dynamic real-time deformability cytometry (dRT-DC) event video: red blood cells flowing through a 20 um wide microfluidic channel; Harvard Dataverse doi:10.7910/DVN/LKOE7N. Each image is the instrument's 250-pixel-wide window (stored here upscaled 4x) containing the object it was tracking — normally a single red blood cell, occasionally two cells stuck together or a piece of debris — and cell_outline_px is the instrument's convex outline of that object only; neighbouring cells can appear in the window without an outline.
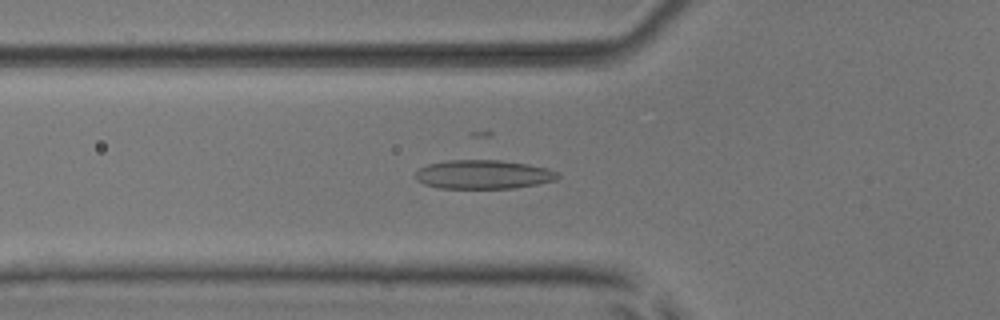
{"species": "common noctule bat (a hibernating species)", "species_latin": "Nyctalus noctula", "temperature_condition": "room temperature", "stored_images_in_passage": 50, "camera_frame_rate_fps": 3000, "um_per_image_px": 0.085, "animal": {"sex": "male", "body_mass_g": 17.9, "forearm_length_mm": 54.2}, "frame": {"image": 1, "passage_image": 16, "time_ms": 5.0, "image_size_px": [1000, 320], "cell_outline_px": [[560, 176], [556, 180], [516, 188], [440, 188], [424, 184], [416, 180], [416, 172], [420, 168], [428, 164], [448, 160], [500, 160], [528, 164], [548, 168], [556, 172]], "centroid_in_image_um": [41.09, 14.83], "position_along_channel_um": 84.7, "area_um2": 23.93}}
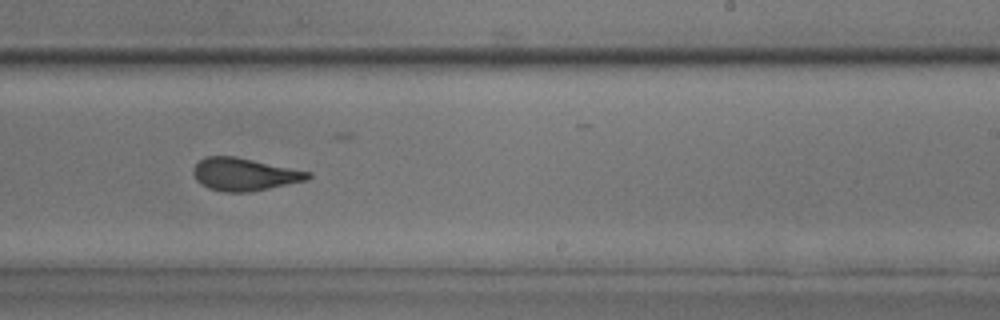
{"frame": {"image": 2, "passage_image": 30, "time_ms": 9.667, "image_size_px": [1000, 320], "cell_outline_px": [[312, 176], [308, 180], [248, 192], [224, 192], [208, 188], [200, 184], [196, 180], [192, 172], [192, 168], [204, 156], [236, 156], [312, 172]], "centroid_in_image_um": [20.75, 14.81], "position_along_channel_um": 268.2, "area_um2": 21.96}}
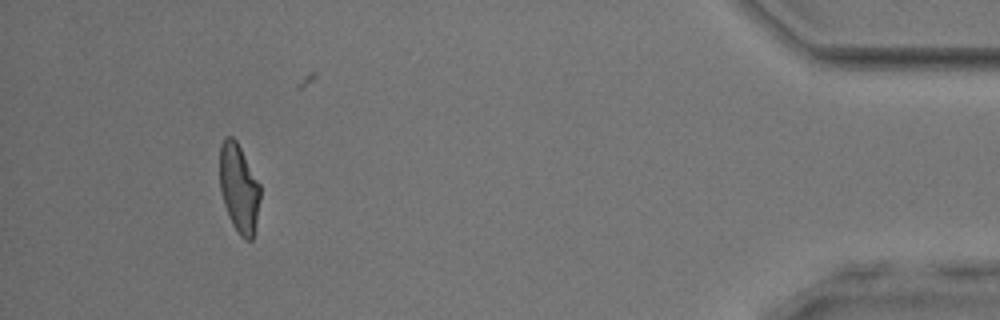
{"frame": {"image": 3, "passage_image": 46, "time_ms": 15.0, "image_size_px": [1000, 320], "cell_outline_px": [[260, 200], [252, 240], [244, 240], [240, 236], [232, 224], [228, 216], [220, 192], [220, 144], [224, 136], [232, 136], [236, 140], [260, 184]], "centroid_in_image_um": [20.29, 15.99], "position_along_channel_um": 414.9, "area_um2": 20.92}, "authors_computed_cell_mechanics": {"area_um2": 22.0796, "velocity_mm_per_s": 3.9337, "shape_relaxation_time_tau1_ms": 6.2121, "shape_relaxation_time_tau2_ms": 1.6234, "deformation_change_tau1": 0.1826, "deformation_change_tau2": 0.0875}}